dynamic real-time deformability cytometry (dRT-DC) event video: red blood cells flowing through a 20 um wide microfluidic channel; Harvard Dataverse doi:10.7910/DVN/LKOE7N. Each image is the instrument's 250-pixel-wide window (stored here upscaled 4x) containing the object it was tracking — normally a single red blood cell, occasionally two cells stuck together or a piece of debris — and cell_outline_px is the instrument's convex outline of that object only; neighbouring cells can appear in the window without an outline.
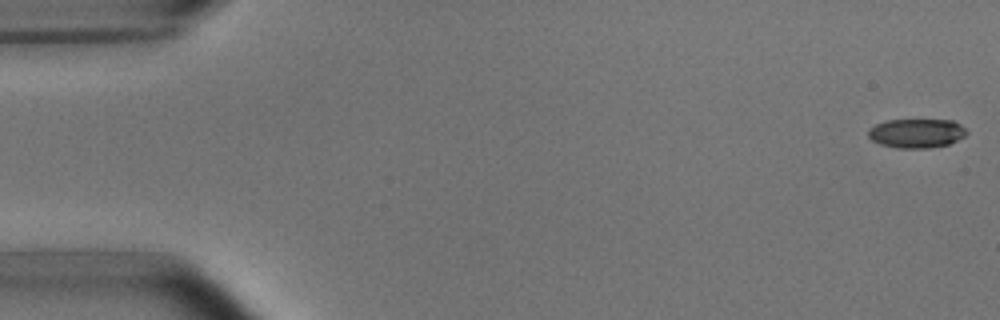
{"species": "common noctule bat (a hibernating species)", "species_latin": "Nyctalus noctula", "temperature_condition": "room temperature", "stored_images_in_passage": 5, "camera_frame_rate_fps": 3000, "um_per_image_px": 0.085, "animal": {"sex": "male", "body_mass_g": 15.6}, "frame": {"image": 1, "passage_image": 1, "time_ms": 0.0, "image_size_px": [1000, 320], "cell_outline_px": [[968, 132], [964, 136], [948, 144], [928, 148], [896, 148], [880, 144], [872, 140], [868, 136], [868, 128], [876, 124], [888, 120], [952, 120], [960, 124]], "centroid_in_image_um": [77.88, 11.32], "position_along_channel_um": 7.1, "area_um2": 16.65}}
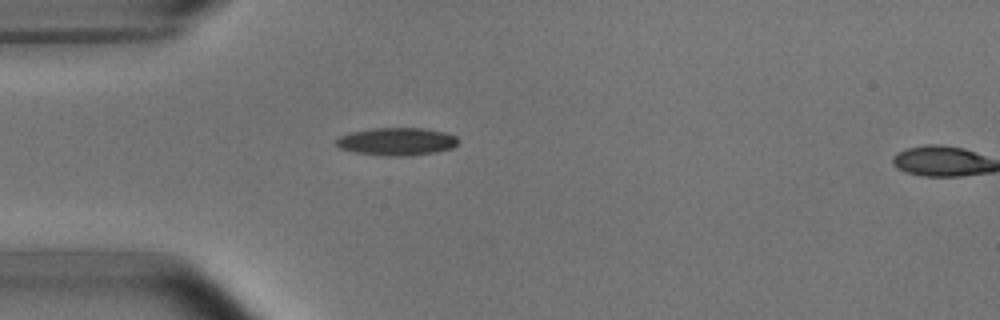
{"frame": {"image": 2, "passage_image": 4, "time_ms": 4.667, "image_size_px": [1000, 320], "cell_outline_px": [[460, 140], [452, 148], [436, 152], [408, 156], [384, 156], [356, 152], [340, 148], [336, 144], [336, 140], [340, 136], [352, 132], [376, 128], [424, 128], [444, 132], [456, 136]], "centroid_in_image_um": [33.76, 12.03], "position_along_channel_um": 51.2, "area_um2": 19.65}}